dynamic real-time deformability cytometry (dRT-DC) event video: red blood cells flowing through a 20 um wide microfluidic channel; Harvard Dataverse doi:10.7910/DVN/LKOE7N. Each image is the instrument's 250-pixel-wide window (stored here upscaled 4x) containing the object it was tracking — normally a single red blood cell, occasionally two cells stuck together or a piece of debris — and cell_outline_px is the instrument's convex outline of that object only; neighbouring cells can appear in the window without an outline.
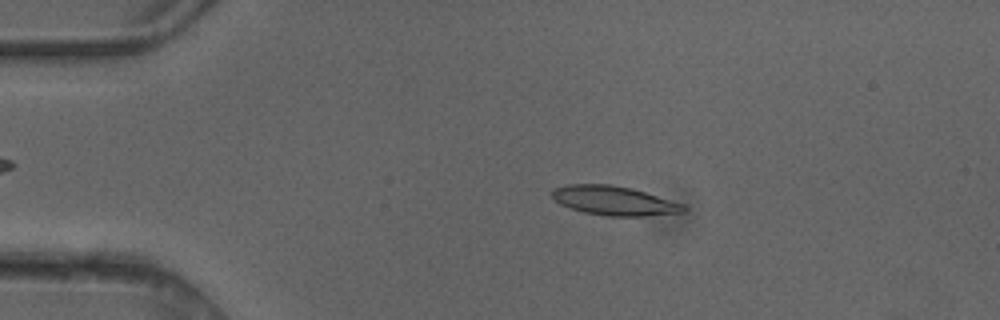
{"species": "common noctule bat (a hibernating species)", "species_latin": "Nyctalus noctula", "temperature_condition": "cold", "stored_images_in_passage": 3, "camera_frame_rate_fps": 3000, "um_per_image_px": 0.085, "animal": {"sex": "female"}, "frame": {"image": 1, "passage_image": 2, "time_ms": 0.333, "image_size_px": [1000, 320], "cell_outline_px": [[688, 208], [684, 212], [644, 216], [604, 216], [584, 212], [560, 204], [552, 196], [552, 188], [568, 184], [608, 184], [632, 188], [684, 204]], "centroid_in_image_um": [52.21, 17.05], "position_along_channel_um": 32.8, "area_um2": 22.37}}